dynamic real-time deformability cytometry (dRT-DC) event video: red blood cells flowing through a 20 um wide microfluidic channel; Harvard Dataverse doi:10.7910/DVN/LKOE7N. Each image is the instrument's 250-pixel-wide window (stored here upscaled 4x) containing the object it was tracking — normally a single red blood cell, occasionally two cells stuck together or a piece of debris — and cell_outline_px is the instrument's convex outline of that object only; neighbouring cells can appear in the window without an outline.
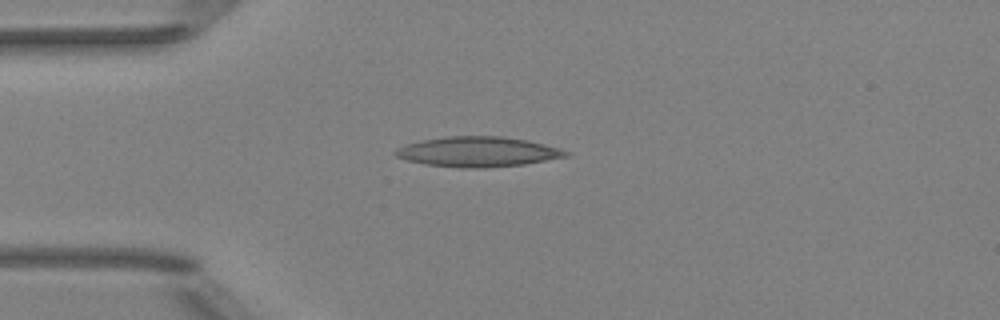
{"species": "Egyptian fruit bat (a non-hibernating species)", "species_latin": "Rousettus aegyptiacus", "temperature_condition": "room temperature", "stored_images_in_passage": 39, "camera_frame_rate_fps": 3000, "um_per_image_px": 0.085, "animal": {"sex": "female"}, "frame": {"image": 1, "passage_image": 1, "time_ms": 0.0, "image_size_px": [1000, 320], "cell_outline_px": [[572, 152], [568, 156], [524, 164], [488, 168], [460, 168], [428, 164], [408, 160], [396, 156], [392, 152], [396, 148], [408, 144], [424, 140], [448, 136], [504, 136], [528, 140], [560, 148]], "centroid_in_image_um": [40.66, 12.9], "position_along_channel_um": 44.3, "area_um2": 29.82}}
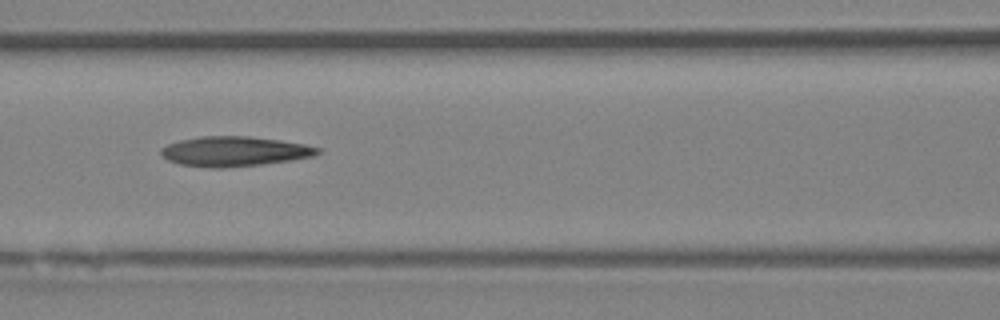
{"frame": {"image": 2, "passage_image": 10, "time_ms": 3.0, "image_size_px": [1000, 320], "cell_outline_px": [[320, 152], [316, 156], [260, 164], [224, 168], [212, 168], [180, 164], [168, 160], [160, 152], [160, 148], [168, 144], [180, 140], [200, 136], [248, 136], [280, 140], [304, 144], [320, 148]], "centroid_in_image_um": [19.92, 12.86], "position_along_channel_um": 146.7, "area_um2": 27.11}}
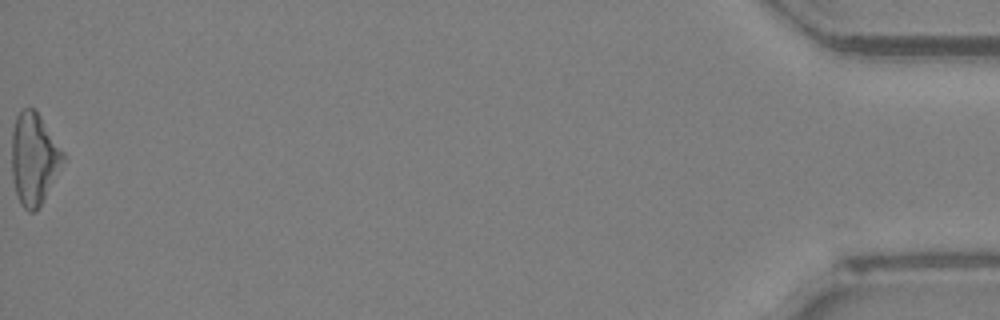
{"frame": {"image": 3, "passage_image": 39, "time_ms": 12.667, "image_size_px": [1000, 320], "cell_outline_px": [[64, 160], [36, 212], [28, 212], [20, 204], [16, 192], [12, 176], [12, 132], [16, 116], [24, 108], [36, 108], [64, 152]], "centroid_in_image_um": [2.87, 13.46], "position_along_channel_um": 432.3, "area_um2": 27.22}, "authors_computed_cell_mechanics": {"area_um2": 26.8192, "velocity_mm_per_s": 4.0303, "shape_relaxation_time_tau1_ms": null, "shape_relaxation_time_tau2_ms": 8.5968, "deformation_change_tau1": null, "deformation_change_tau2": 0.2793}}